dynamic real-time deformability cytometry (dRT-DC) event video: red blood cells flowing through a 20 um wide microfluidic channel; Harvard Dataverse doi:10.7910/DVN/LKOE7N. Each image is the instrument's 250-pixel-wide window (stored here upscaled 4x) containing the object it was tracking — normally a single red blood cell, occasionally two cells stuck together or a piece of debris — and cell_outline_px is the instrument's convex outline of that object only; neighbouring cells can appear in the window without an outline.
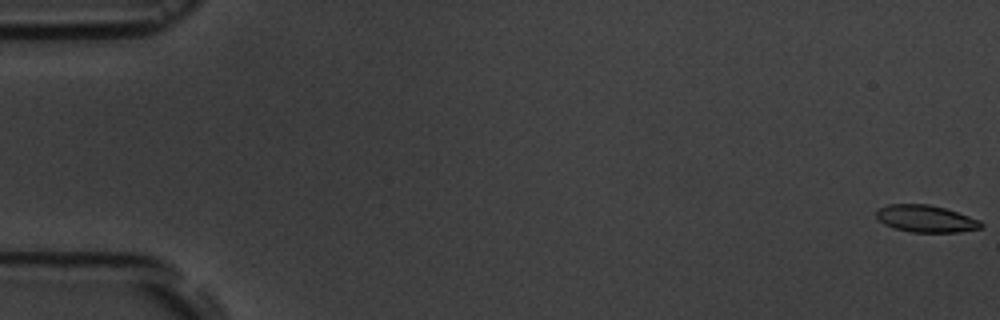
{"species": "common noctule bat (a hibernating species)", "species_latin": "Nyctalus noctula", "temperature_condition": "room temperature", "stored_images_in_passage": 7, "camera_frame_rate_fps": 3000, "um_per_image_px": 0.085, "animal": {"sex": "male", "body_mass_g": 19.5, "forearm_length_mm": 54.6}, "frame": {"image": 1, "passage_image": 1, "time_ms": 0.0, "image_size_px": [1000, 320], "cell_outline_px": [[984, 224], [980, 228], [960, 232], [912, 232], [892, 228], [884, 224], [876, 216], [876, 208], [888, 204], [928, 204], [944, 208], [980, 220]], "centroid_in_image_um": [78.66, 18.59], "position_along_channel_um": 6.3, "area_um2": 16.53}}
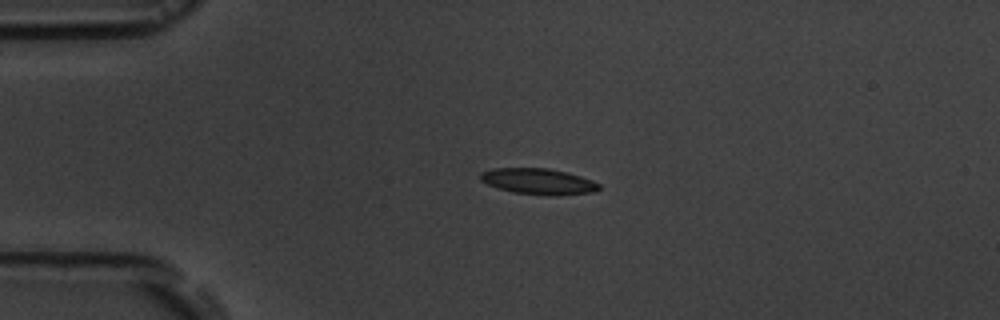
{"frame": {"image": 2, "passage_image": 5, "time_ms": 4.333, "image_size_px": [1000, 320], "cell_outline_px": [[600, 188], [596, 192], [556, 196], [512, 192], [496, 188], [480, 180], [480, 172], [492, 168], [548, 168], [568, 172], [592, 180], [600, 184]], "centroid_in_image_um": [45.77, 15.42], "position_along_channel_um": 39.2, "area_um2": 18.15}}
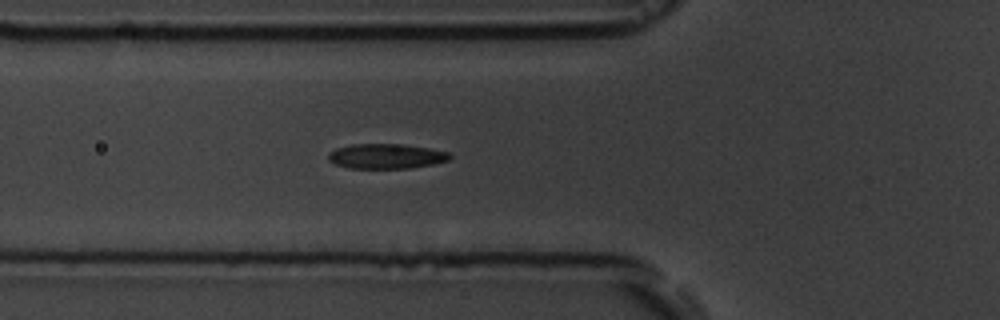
{"frame": {"image": 3, "passage_image": 7, "time_ms": 6.667, "image_size_px": [1000, 320], "cell_outline_px": [[452, 156], [448, 160], [432, 164], [412, 168], [348, 168], [336, 164], [328, 160], [328, 152], [336, 148], [352, 144], [404, 144], [428, 148], [448, 152]], "centroid_in_image_um": [32.8, 13.27], "position_along_channel_um": 93.0, "area_um2": 17.63}}